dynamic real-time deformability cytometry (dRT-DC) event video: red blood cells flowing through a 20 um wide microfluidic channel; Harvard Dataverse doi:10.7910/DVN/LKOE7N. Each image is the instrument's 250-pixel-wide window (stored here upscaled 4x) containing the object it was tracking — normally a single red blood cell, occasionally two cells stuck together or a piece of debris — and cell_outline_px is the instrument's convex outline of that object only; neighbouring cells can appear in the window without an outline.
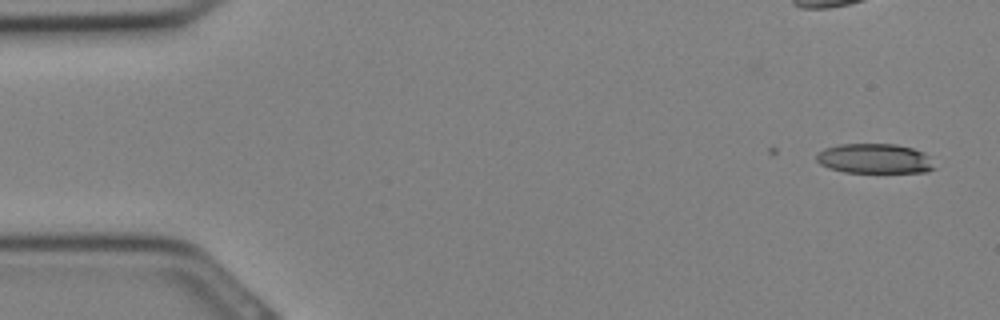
{"species": "Egyptian fruit bat (a non-hibernating species)", "species_latin": "Rousettus aegyptiacus", "temperature_condition": "cold", "stored_images_in_passage": 3, "camera_frame_rate_fps": 3000, "um_per_image_px": 0.085, "animal": {"sex": "female"}, "frame": {"image": 1, "passage_image": 3, "time_ms": 0.667, "image_size_px": [1000, 320], "cell_outline_px": [[936, 168], [924, 172], [844, 172], [828, 168], [820, 164], [816, 160], [816, 152], [824, 148], [840, 144], [896, 144], [912, 148], [924, 152], [928, 156]], "centroid_in_image_um": [74.31, 13.48], "position_along_channel_um": 10.7, "area_um2": 20.58}}